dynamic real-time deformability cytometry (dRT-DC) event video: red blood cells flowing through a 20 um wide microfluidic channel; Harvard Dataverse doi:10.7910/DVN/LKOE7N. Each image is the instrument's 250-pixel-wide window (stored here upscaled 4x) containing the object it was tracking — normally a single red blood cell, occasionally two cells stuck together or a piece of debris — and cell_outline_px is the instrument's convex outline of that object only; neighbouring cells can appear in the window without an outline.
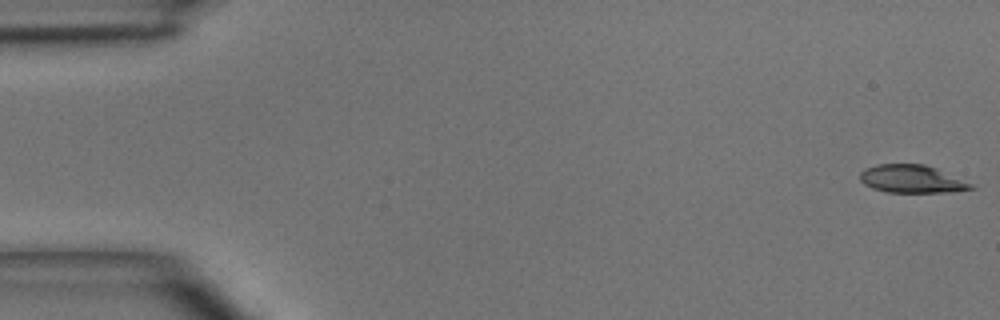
{"species": "common noctule bat (a hibernating species)", "species_latin": "Nyctalus noctula", "temperature_condition": "room temperature", "stored_images_in_passage": 7, "camera_frame_rate_fps": 3000, "um_per_image_px": 0.085, "animal": {"sex": "male", "body_mass_g": 15.6}, "frame": {"image": 1, "passage_image": 1, "time_ms": 0.0, "image_size_px": [1000, 320], "cell_outline_px": [[976, 188], [952, 192], [888, 192], [872, 188], [864, 184], [860, 180], [860, 172], [876, 164], [924, 164], [936, 168], [972, 184]], "centroid_in_image_um": [77.49, 15.21], "position_along_channel_um": 7.5, "area_um2": 17.86}}
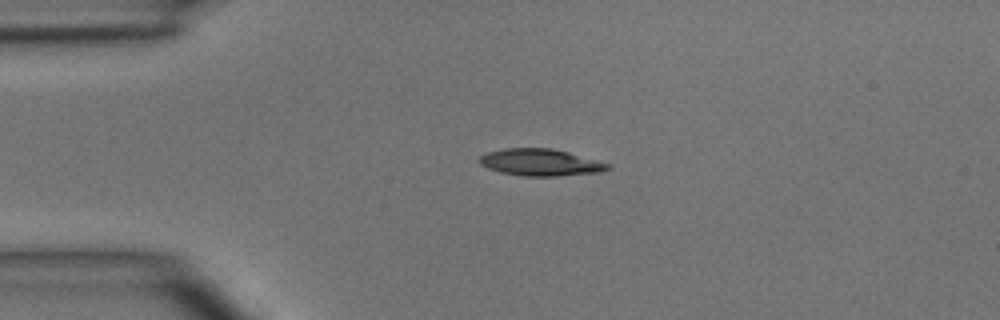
{"frame": {"image": 2, "passage_image": 4, "time_ms": 3.333, "image_size_px": [1000, 320], "cell_outline_px": [[612, 168], [600, 172], [556, 176], [524, 176], [500, 172], [488, 168], [480, 164], [476, 160], [480, 156], [488, 152], [504, 148], [552, 148], [568, 152], [612, 164]], "centroid_in_image_um": [45.94, 13.8], "position_along_channel_um": 39.1, "area_um2": 20.23}}
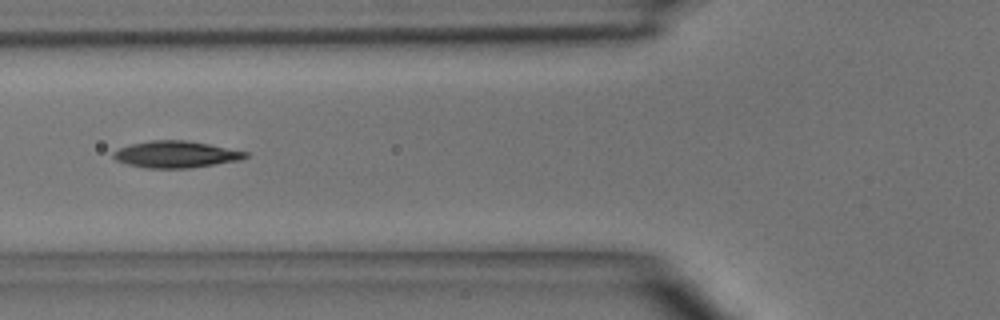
{"frame": {"image": 3, "passage_image": 6, "time_ms": 5.667, "image_size_px": [1000, 320], "cell_outline_px": [[248, 156], [240, 160], [188, 168], [144, 168], [128, 164], [116, 160], [112, 156], [112, 152], [120, 148], [132, 144], [152, 140], [188, 140], [248, 152]], "centroid_in_image_um": [14.93, 13.12], "position_along_channel_um": 110.9, "area_um2": 20.4}}